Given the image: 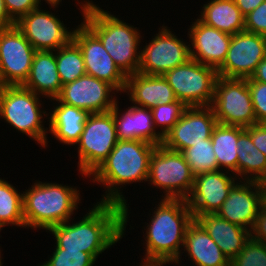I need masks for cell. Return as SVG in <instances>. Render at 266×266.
<instances>
[{"label":"cell","mask_w":266,"mask_h":266,"mask_svg":"<svg viewBox=\"0 0 266 266\" xmlns=\"http://www.w3.org/2000/svg\"><path fill=\"white\" fill-rule=\"evenodd\" d=\"M137 106L152 109L158 104L177 101L173 89L163 75H145L140 72L127 76L125 90Z\"/></svg>","instance_id":"22"},{"label":"cell","mask_w":266,"mask_h":266,"mask_svg":"<svg viewBox=\"0 0 266 266\" xmlns=\"http://www.w3.org/2000/svg\"><path fill=\"white\" fill-rule=\"evenodd\" d=\"M186 108L183 102L177 100L168 104H158L151 109L154 127L161 128L159 133L163 138L177 123Z\"/></svg>","instance_id":"33"},{"label":"cell","mask_w":266,"mask_h":266,"mask_svg":"<svg viewBox=\"0 0 266 266\" xmlns=\"http://www.w3.org/2000/svg\"><path fill=\"white\" fill-rule=\"evenodd\" d=\"M1 251H2V250L0 249V266H3V263H2L3 261H2V259H1V258H2V256H1Z\"/></svg>","instance_id":"45"},{"label":"cell","mask_w":266,"mask_h":266,"mask_svg":"<svg viewBox=\"0 0 266 266\" xmlns=\"http://www.w3.org/2000/svg\"><path fill=\"white\" fill-rule=\"evenodd\" d=\"M145 233V257L147 266L180 264L187 226L193 221L192 211L185 199L162 198L154 208Z\"/></svg>","instance_id":"3"},{"label":"cell","mask_w":266,"mask_h":266,"mask_svg":"<svg viewBox=\"0 0 266 266\" xmlns=\"http://www.w3.org/2000/svg\"><path fill=\"white\" fill-rule=\"evenodd\" d=\"M244 30L266 36V0L245 16Z\"/></svg>","instance_id":"37"},{"label":"cell","mask_w":266,"mask_h":266,"mask_svg":"<svg viewBox=\"0 0 266 266\" xmlns=\"http://www.w3.org/2000/svg\"><path fill=\"white\" fill-rule=\"evenodd\" d=\"M40 95L18 86H2L0 88V118L13 128L41 144L42 148L48 144V128L43 126V116L48 117L46 111L41 110ZM43 114V115H42Z\"/></svg>","instance_id":"6"},{"label":"cell","mask_w":266,"mask_h":266,"mask_svg":"<svg viewBox=\"0 0 266 266\" xmlns=\"http://www.w3.org/2000/svg\"><path fill=\"white\" fill-rule=\"evenodd\" d=\"M15 21L9 16L4 0H0V29L15 25Z\"/></svg>","instance_id":"42"},{"label":"cell","mask_w":266,"mask_h":266,"mask_svg":"<svg viewBox=\"0 0 266 266\" xmlns=\"http://www.w3.org/2000/svg\"><path fill=\"white\" fill-rule=\"evenodd\" d=\"M15 25L36 51H56L72 40L73 30H68L60 18L40 7L22 16Z\"/></svg>","instance_id":"16"},{"label":"cell","mask_w":266,"mask_h":266,"mask_svg":"<svg viewBox=\"0 0 266 266\" xmlns=\"http://www.w3.org/2000/svg\"><path fill=\"white\" fill-rule=\"evenodd\" d=\"M183 248L196 266H230L229 259L196 219L187 226Z\"/></svg>","instance_id":"23"},{"label":"cell","mask_w":266,"mask_h":266,"mask_svg":"<svg viewBox=\"0 0 266 266\" xmlns=\"http://www.w3.org/2000/svg\"><path fill=\"white\" fill-rule=\"evenodd\" d=\"M201 10L198 19L208 26L231 35L244 31L245 16L234 0L207 1Z\"/></svg>","instance_id":"27"},{"label":"cell","mask_w":266,"mask_h":266,"mask_svg":"<svg viewBox=\"0 0 266 266\" xmlns=\"http://www.w3.org/2000/svg\"><path fill=\"white\" fill-rule=\"evenodd\" d=\"M36 50L13 25L0 29V81L2 86L23 85L27 80Z\"/></svg>","instance_id":"11"},{"label":"cell","mask_w":266,"mask_h":266,"mask_svg":"<svg viewBox=\"0 0 266 266\" xmlns=\"http://www.w3.org/2000/svg\"><path fill=\"white\" fill-rule=\"evenodd\" d=\"M156 146L142 140H118L108 157L88 177H92V183H102L106 187V194L99 202L123 206V232L129 221V206L120 188L129 183L147 181L150 157Z\"/></svg>","instance_id":"2"},{"label":"cell","mask_w":266,"mask_h":266,"mask_svg":"<svg viewBox=\"0 0 266 266\" xmlns=\"http://www.w3.org/2000/svg\"><path fill=\"white\" fill-rule=\"evenodd\" d=\"M250 78L258 82L266 83V58L258 64Z\"/></svg>","instance_id":"43"},{"label":"cell","mask_w":266,"mask_h":266,"mask_svg":"<svg viewBox=\"0 0 266 266\" xmlns=\"http://www.w3.org/2000/svg\"><path fill=\"white\" fill-rule=\"evenodd\" d=\"M167 26L159 28L158 34L140 51L138 72L145 75H164L167 71L185 64L190 58V44L177 38Z\"/></svg>","instance_id":"12"},{"label":"cell","mask_w":266,"mask_h":266,"mask_svg":"<svg viewBox=\"0 0 266 266\" xmlns=\"http://www.w3.org/2000/svg\"><path fill=\"white\" fill-rule=\"evenodd\" d=\"M39 2V4L41 5V1L42 0H37ZM46 3H48V5L51 7L50 9H52L53 7L56 9L58 7V5L61 3L62 0H44Z\"/></svg>","instance_id":"44"},{"label":"cell","mask_w":266,"mask_h":266,"mask_svg":"<svg viewBox=\"0 0 266 266\" xmlns=\"http://www.w3.org/2000/svg\"><path fill=\"white\" fill-rule=\"evenodd\" d=\"M118 142L111 111L89 114L78 144V168L89 177L108 157Z\"/></svg>","instance_id":"8"},{"label":"cell","mask_w":266,"mask_h":266,"mask_svg":"<svg viewBox=\"0 0 266 266\" xmlns=\"http://www.w3.org/2000/svg\"><path fill=\"white\" fill-rule=\"evenodd\" d=\"M22 86L50 100L60 94L62 83L57 70L55 51L35 52L29 76Z\"/></svg>","instance_id":"25"},{"label":"cell","mask_w":266,"mask_h":266,"mask_svg":"<svg viewBox=\"0 0 266 266\" xmlns=\"http://www.w3.org/2000/svg\"><path fill=\"white\" fill-rule=\"evenodd\" d=\"M73 28L72 41L80 48L86 74L124 92L127 76L118 68L100 39L83 23Z\"/></svg>","instance_id":"13"},{"label":"cell","mask_w":266,"mask_h":266,"mask_svg":"<svg viewBox=\"0 0 266 266\" xmlns=\"http://www.w3.org/2000/svg\"><path fill=\"white\" fill-rule=\"evenodd\" d=\"M96 259L80 250L54 249L52 256L40 266H93Z\"/></svg>","instance_id":"35"},{"label":"cell","mask_w":266,"mask_h":266,"mask_svg":"<svg viewBox=\"0 0 266 266\" xmlns=\"http://www.w3.org/2000/svg\"><path fill=\"white\" fill-rule=\"evenodd\" d=\"M266 202V184L240 180L231 188L217 215L232 224L252 231L256 218Z\"/></svg>","instance_id":"15"},{"label":"cell","mask_w":266,"mask_h":266,"mask_svg":"<svg viewBox=\"0 0 266 266\" xmlns=\"http://www.w3.org/2000/svg\"><path fill=\"white\" fill-rule=\"evenodd\" d=\"M80 192L73 186L37 180L23 191V215L25 228L47 230L55 225L72 221L78 209Z\"/></svg>","instance_id":"5"},{"label":"cell","mask_w":266,"mask_h":266,"mask_svg":"<svg viewBox=\"0 0 266 266\" xmlns=\"http://www.w3.org/2000/svg\"><path fill=\"white\" fill-rule=\"evenodd\" d=\"M78 3L84 17L83 23L100 39L118 68L126 76L137 73L142 48L139 47L141 31L111 12L101 9L92 1L86 0Z\"/></svg>","instance_id":"4"},{"label":"cell","mask_w":266,"mask_h":266,"mask_svg":"<svg viewBox=\"0 0 266 266\" xmlns=\"http://www.w3.org/2000/svg\"><path fill=\"white\" fill-rule=\"evenodd\" d=\"M196 220L231 261L251 237V231L232 224L215 214L199 215Z\"/></svg>","instance_id":"24"},{"label":"cell","mask_w":266,"mask_h":266,"mask_svg":"<svg viewBox=\"0 0 266 266\" xmlns=\"http://www.w3.org/2000/svg\"><path fill=\"white\" fill-rule=\"evenodd\" d=\"M163 76L173 89L177 100L187 107L212 105L214 85L218 76L215 68L189 59Z\"/></svg>","instance_id":"10"},{"label":"cell","mask_w":266,"mask_h":266,"mask_svg":"<svg viewBox=\"0 0 266 266\" xmlns=\"http://www.w3.org/2000/svg\"><path fill=\"white\" fill-rule=\"evenodd\" d=\"M0 225L25 228L23 193L5 179L0 178Z\"/></svg>","instance_id":"30"},{"label":"cell","mask_w":266,"mask_h":266,"mask_svg":"<svg viewBox=\"0 0 266 266\" xmlns=\"http://www.w3.org/2000/svg\"><path fill=\"white\" fill-rule=\"evenodd\" d=\"M265 58L266 36L244 30L232 35L226 58L217 69V74L226 78L247 79Z\"/></svg>","instance_id":"14"},{"label":"cell","mask_w":266,"mask_h":266,"mask_svg":"<svg viewBox=\"0 0 266 266\" xmlns=\"http://www.w3.org/2000/svg\"><path fill=\"white\" fill-rule=\"evenodd\" d=\"M56 51L57 70L62 85L73 82L86 74L81 50L72 40Z\"/></svg>","instance_id":"31"},{"label":"cell","mask_w":266,"mask_h":266,"mask_svg":"<svg viewBox=\"0 0 266 266\" xmlns=\"http://www.w3.org/2000/svg\"><path fill=\"white\" fill-rule=\"evenodd\" d=\"M195 21L188 29L190 58L217 70L226 58L232 35L208 26L198 18Z\"/></svg>","instance_id":"20"},{"label":"cell","mask_w":266,"mask_h":266,"mask_svg":"<svg viewBox=\"0 0 266 266\" xmlns=\"http://www.w3.org/2000/svg\"><path fill=\"white\" fill-rule=\"evenodd\" d=\"M115 103L111 112L116 125L118 140H142L154 145L163 143V137L154 127L151 109L132 105L122 113ZM121 111V114H120Z\"/></svg>","instance_id":"21"},{"label":"cell","mask_w":266,"mask_h":266,"mask_svg":"<svg viewBox=\"0 0 266 266\" xmlns=\"http://www.w3.org/2000/svg\"><path fill=\"white\" fill-rule=\"evenodd\" d=\"M115 90L107 82L85 74L73 82L62 85L61 92L56 98L61 103L86 110L89 114L104 113L111 111L117 102Z\"/></svg>","instance_id":"17"},{"label":"cell","mask_w":266,"mask_h":266,"mask_svg":"<svg viewBox=\"0 0 266 266\" xmlns=\"http://www.w3.org/2000/svg\"><path fill=\"white\" fill-rule=\"evenodd\" d=\"M148 184L164 190L162 198L187 199L192 192L194 176L182 152L157 145L149 163Z\"/></svg>","instance_id":"7"},{"label":"cell","mask_w":266,"mask_h":266,"mask_svg":"<svg viewBox=\"0 0 266 266\" xmlns=\"http://www.w3.org/2000/svg\"><path fill=\"white\" fill-rule=\"evenodd\" d=\"M237 148V178L266 184V156L254 146L246 130L239 135Z\"/></svg>","instance_id":"28"},{"label":"cell","mask_w":266,"mask_h":266,"mask_svg":"<svg viewBox=\"0 0 266 266\" xmlns=\"http://www.w3.org/2000/svg\"><path fill=\"white\" fill-rule=\"evenodd\" d=\"M234 176L228 171L216 170L194 177L192 192L186 199L194 219L199 215L217 213L239 180Z\"/></svg>","instance_id":"19"},{"label":"cell","mask_w":266,"mask_h":266,"mask_svg":"<svg viewBox=\"0 0 266 266\" xmlns=\"http://www.w3.org/2000/svg\"><path fill=\"white\" fill-rule=\"evenodd\" d=\"M230 266H266V244L250 237Z\"/></svg>","instance_id":"34"},{"label":"cell","mask_w":266,"mask_h":266,"mask_svg":"<svg viewBox=\"0 0 266 266\" xmlns=\"http://www.w3.org/2000/svg\"><path fill=\"white\" fill-rule=\"evenodd\" d=\"M251 237L256 241L266 244V202L259 211L255 225L251 231Z\"/></svg>","instance_id":"40"},{"label":"cell","mask_w":266,"mask_h":266,"mask_svg":"<svg viewBox=\"0 0 266 266\" xmlns=\"http://www.w3.org/2000/svg\"><path fill=\"white\" fill-rule=\"evenodd\" d=\"M245 130L240 126L217 123L213 129L212 147L218 162L219 170L230 171L237 177V142ZM224 167V168H223Z\"/></svg>","instance_id":"29"},{"label":"cell","mask_w":266,"mask_h":266,"mask_svg":"<svg viewBox=\"0 0 266 266\" xmlns=\"http://www.w3.org/2000/svg\"><path fill=\"white\" fill-rule=\"evenodd\" d=\"M217 120L211 106L187 107L177 123L164 136L166 148L182 152L184 149L211 138Z\"/></svg>","instance_id":"18"},{"label":"cell","mask_w":266,"mask_h":266,"mask_svg":"<svg viewBox=\"0 0 266 266\" xmlns=\"http://www.w3.org/2000/svg\"><path fill=\"white\" fill-rule=\"evenodd\" d=\"M257 123L266 122V83L247 78Z\"/></svg>","instance_id":"36"},{"label":"cell","mask_w":266,"mask_h":266,"mask_svg":"<svg viewBox=\"0 0 266 266\" xmlns=\"http://www.w3.org/2000/svg\"><path fill=\"white\" fill-rule=\"evenodd\" d=\"M245 130L249 133L254 146L266 156V125L257 123L246 127Z\"/></svg>","instance_id":"39"},{"label":"cell","mask_w":266,"mask_h":266,"mask_svg":"<svg viewBox=\"0 0 266 266\" xmlns=\"http://www.w3.org/2000/svg\"><path fill=\"white\" fill-rule=\"evenodd\" d=\"M182 154L194 177L219 170L211 138L204 139L203 142L184 149Z\"/></svg>","instance_id":"32"},{"label":"cell","mask_w":266,"mask_h":266,"mask_svg":"<svg viewBox=\"0 0 266 266\" xmlns=\"http://www.w3.org/2000/svg\"><path fill=\"white\" fill-rule=\"evenodd\" d=\"M211 107L217 123L243 128L257 124L247 79L217 76Z\"/></svg>","instance_id":"9"},{"label":"cell","mask_w":266,"mask_h":266,"mask_svg":"<svg viewBox=\"0 0 266 266\" xmlns=\"http://www.w3.org/2000/svg\"><path fill=\"white\" fill-rule=\"evenodd\" d=\"M90 209L76 223L70 224L68 220L47 230L56 239L55 249L80 250L97 260L102 252L122 239L123 206L97 202Z\"/></svg>","instance_id":"1"},{"label":"cell","mask_w":266,"mask_h":266,"mask_svg":"<svg viewBox=\"0 0 266 266\" xmlns=\"http://www.w3.org/2000/svg\"><path fill=\"white\" fill-rule=\"evenodd\" d=\"M236 6L240 9L241 13L246 16L251 11L256 9L265 0H234Z\"/></svg>","instance_id":"41"},{"label":"cell","mask_w":266,"mask_h":266,"mask_svg":"<svg viewBox=\"0 0 266 266\" xmlns=\"http://www.w3.org/2000/svg\"><path fill=\"white\" fill-rule=\"evenodd\" d=\"M52 100L58 104L51 111L52 113H48L50 114L48 132L61 143L75 146L80 140L89 113L75 106L61 103L57 98L50 101Z\"/></svg>","instance_id":"26"},{"label":"cell","mask_w":266,"mask_h":266,"mask_svg":"<svg viewBox=\"0 0 266 266\" xmlns=\"http://www.w3.org/2000/svg\"><path fill=\"white\" fill-rule=\"evenodd\" d=\"M4 3L9 16L15 22L41 6L37 0H4Z\"/></svg>","instance_id":"38"}]
</instances>
